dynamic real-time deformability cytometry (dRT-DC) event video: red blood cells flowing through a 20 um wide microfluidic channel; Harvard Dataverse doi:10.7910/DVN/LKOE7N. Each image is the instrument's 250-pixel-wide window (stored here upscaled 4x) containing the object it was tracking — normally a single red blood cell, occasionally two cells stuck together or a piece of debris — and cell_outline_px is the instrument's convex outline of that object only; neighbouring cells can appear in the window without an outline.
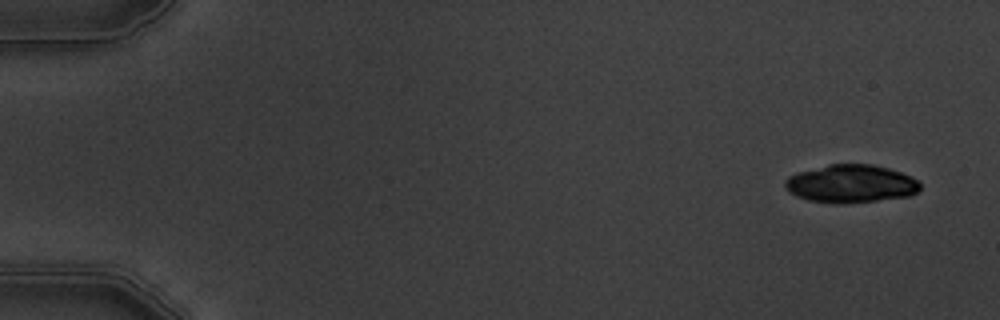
{"species": "common noctule bat (a hibernating species)", "species_latin": "Nyctalus noctula", "temperature_condition": "warm", "stored_images_in_passage": 6, "camera_frame_rate_fps": 3000, "um_per_image_px": 0.085, "animal": {"sex": "male", "body_mass_g": 19.5, "forearm_length_mm": 54.6}, "frame": {"image": 1, "passage_image": 1, "time_ms": 0.0, "image_size_px": [1000, 320], "cell_outline_px": [[920, 188], [912, 196], [848, 204], [832, 204], [808, 200], [796, 196], [788, 192], [784, 188], [784, 180], [788, 176], [796, 172], [828, 164], [872, 164], [888, 168], [912, 176], [920, 184]], "centroid_in_image_um": [72.29, 15.63], "position_along_channel_um": 12.7, "area_um2": 30.46}}